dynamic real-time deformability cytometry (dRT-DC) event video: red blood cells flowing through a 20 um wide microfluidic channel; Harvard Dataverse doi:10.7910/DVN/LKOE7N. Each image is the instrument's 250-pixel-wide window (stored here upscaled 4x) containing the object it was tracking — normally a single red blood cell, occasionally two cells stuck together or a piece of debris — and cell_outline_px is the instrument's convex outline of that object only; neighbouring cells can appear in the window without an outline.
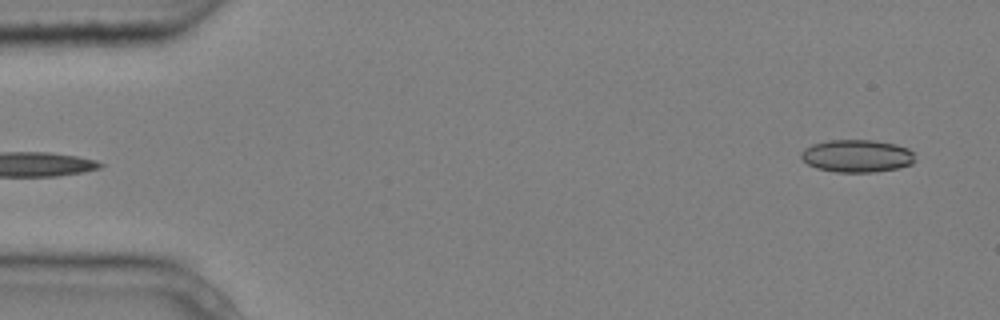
{"species": "common noctule bat (a hibernating species)", "species_latin": "Nyctalus noctula", "temperature_condition": "cold", "stored_images_in_passage": 5, "segment_of_instrument_passage": [2, 2], "camera_frame_rate_fps": 3000, "um_per_image_px": 0.085, "animal": {"sex": "male", "body_mass_g": 20.4}, "frame": {"image": 1, "passage_image": 5, "time_ms": 1.333, "image_size_px": [1000, 320], "cell_outline_px": [[916, 160], [912, 164], [900, 168], [872, 172], [836, 172], [816, 168], [808, 164], [800, 156], [800, 152], [804, 148], [812, 144], [828, 140], [876, 140], [896, 144], [908, 148], [912, 152]], "centroid_in_image_um": [72.85, 13.25], "position_along_channel_um": 12.2, "area_um2": 21.85}}